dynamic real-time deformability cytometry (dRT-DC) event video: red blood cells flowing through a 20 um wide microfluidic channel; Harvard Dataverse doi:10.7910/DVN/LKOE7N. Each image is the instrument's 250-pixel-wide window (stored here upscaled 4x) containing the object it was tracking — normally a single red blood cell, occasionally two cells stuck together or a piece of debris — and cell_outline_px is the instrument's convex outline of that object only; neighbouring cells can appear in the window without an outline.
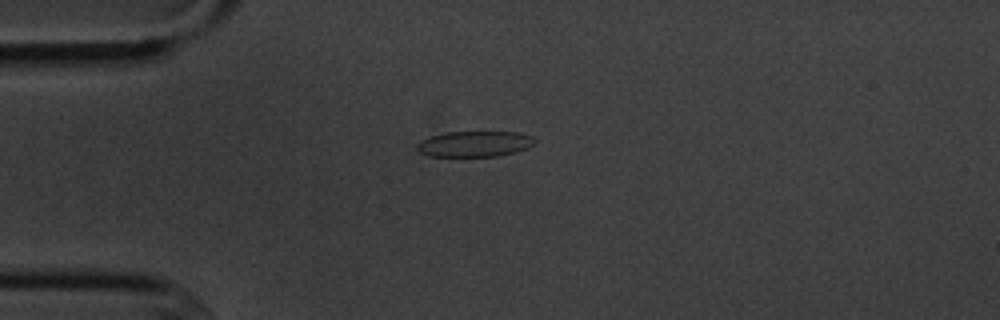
{"species": "common noctule bat (a hibernating species)", "species_latin": "Nyctalus noctula", "temperature_condition": "cold", "stored_images_in_passage": 5, "camera_frame_rate_fps": 3000, "um_per_image_px": 0.085, "animal": {"sex": "male", "body_mass_g": 20.1, "forearm_length_mm": 53.5}, "frame": {"image": 1, "passage_image": 4, "time_ms": 4.333, "image_size_px": [1000, 320], "cell_outline_px": [[536, 140], [528, 148], [516, 152], [496, 156], [428, 156], [420, 152], [416, 148], [416, 144], [420, 140], [432, 136], [448, 132], [520, 132], [532, 136]], "centroid_in_image_um": [40.35, 12.23], "position_along_channel_um": 44.7, "area_um2": 17.63}}